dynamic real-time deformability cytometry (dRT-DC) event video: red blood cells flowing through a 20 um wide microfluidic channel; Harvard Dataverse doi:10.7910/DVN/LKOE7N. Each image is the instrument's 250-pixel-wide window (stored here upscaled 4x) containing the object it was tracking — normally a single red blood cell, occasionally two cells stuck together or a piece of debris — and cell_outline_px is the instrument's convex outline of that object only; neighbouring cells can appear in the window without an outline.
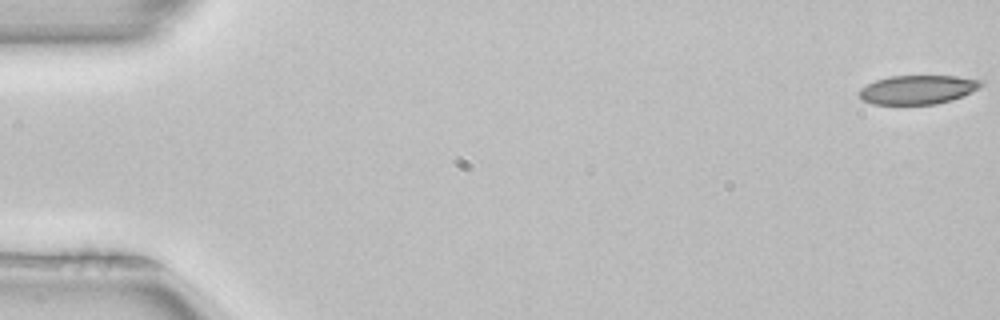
{"species": "common noctule bat (a hibernating species)", "species_latin": "Nyctalus noctula", "temperature_condition": "room temperature", "stored_images_in_passage": 4, "camera_frame_rate_fps": 3000, "um_per_image_px": 0.085, "animal": {"sex": "female", "body_mass_g": 22.7, "forearm_length_mm": 54.2}, "frame": {"image": 1, "passage_image": 1, "time_ms": 0.0, "image_size_px": [1000, 320], "cell_outline_px": [[984, 84], [980, 88], [952, 100], [936, 104], [872, 104], [864, 100], [856, 92], [860, 88], [876, 80], [888, 76], [956, 76], [984, 80]], "centroid_in_image_um": [78.02, 7.61], "position_along_channel_um": 7.0, "area_um2": 20.63}}
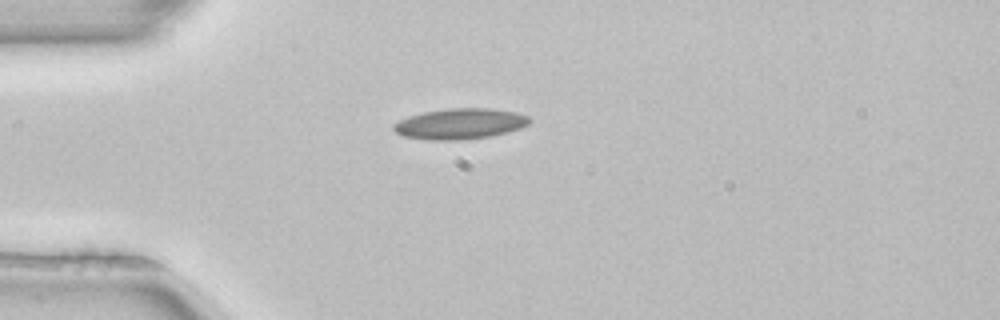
{"frame": {"image": 2, "passage_image": 4, "time_ms": 1.0, "image_size_px": [1000, 320], "cell_outline_px": [[532, 120], [528, 124], [520, 128], [508, 132], [492, 136], [460, 140], [428, 140], [404, 136], [396, 132], [392, 128], [392, 124], [408, 116], [424, 112], [448, 108], [488, 108], [516, 112], [528, 116]], "centroid_in_image_um": [39.1, 10.52], "position_along_channel_um": 45.9, "area_um2": 24.39}}